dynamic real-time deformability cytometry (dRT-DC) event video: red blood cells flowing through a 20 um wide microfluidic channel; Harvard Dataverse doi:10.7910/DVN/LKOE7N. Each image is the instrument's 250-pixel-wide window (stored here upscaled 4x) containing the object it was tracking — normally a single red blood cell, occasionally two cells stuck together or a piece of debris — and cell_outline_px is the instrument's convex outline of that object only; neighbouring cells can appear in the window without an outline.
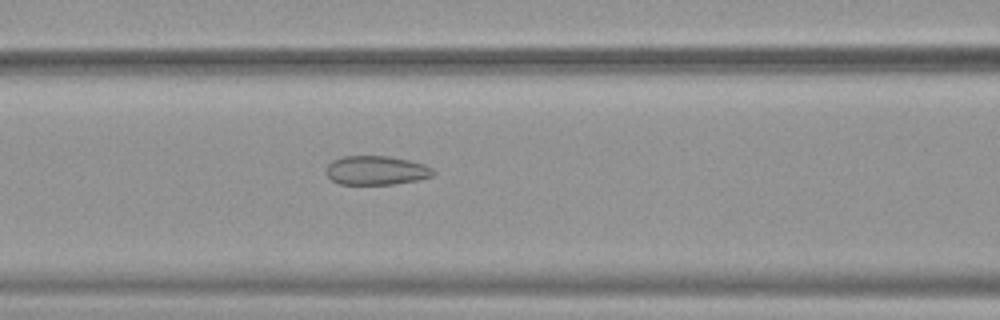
{"species": "common noctule bat (a hibernating species)", "species_latin": "Nyctalus noctula", "temperature_condition": "warm", "stored_images_in_passage": 52, "camera_frame_rate_fps": 3000, "um_per_image_px": 0.085, "animal": {"sex": "female", "body_mass_g": 19.9}, "frame": {"image": 1, "passage_image": 22, "time_ms": 7.0, "image_size_px": [1000, 320], "cell_outline_px": [[436, 172], [432, 176], [416, 180], [392, 184], [340, 184], [332, 180], [328, 176], [324, 168], [332, 160], [340, 156], [388, 156], [408, 160], [424, 164], [432, 168]], "centroid_in_image_um": [31.95, 14.47], "position_along_channel_um": 134.7, "area_um2": 18.15}}
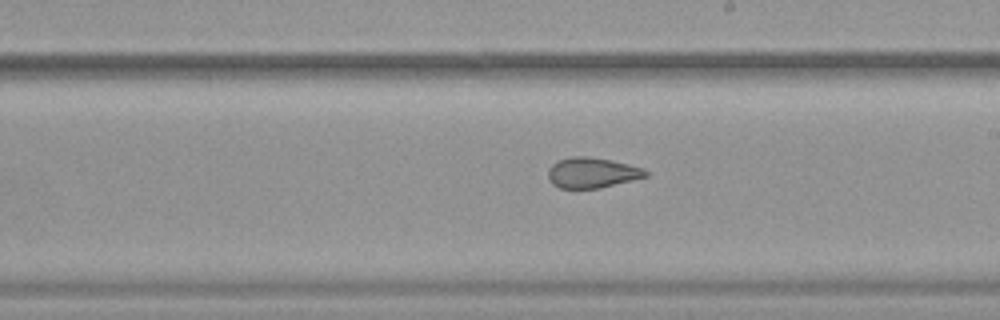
{"frame": {"image": 2, "passage_image": 30, "time_ms": 9.667, "image_size_px": [1000, 320], "cell_outline_px": [[648, 176], [600, 188], [560, 188], [552, 184], [548, 180], [548, 168], [556, 160], [572, 156], [588, 156], [628, 164], [644, 168], [648, 172]], "centroid_in_image_um": [50.29, 14.68], "position_along_channel_um": 238.7, "area_um2": 17.34}}
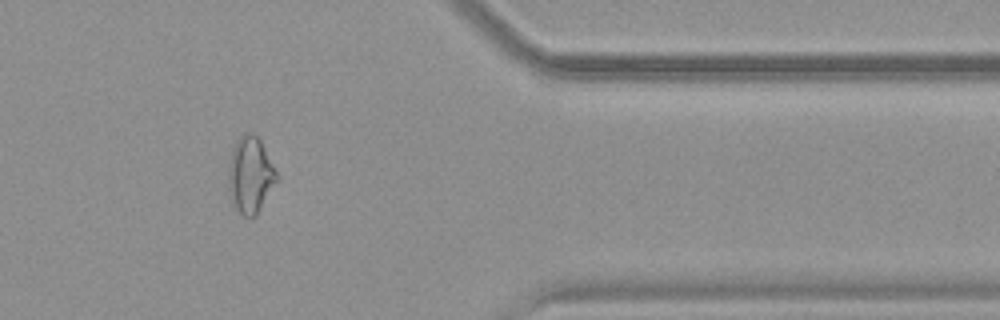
{"frame": {"image": 3, "passage_image": 43, "time_ms": 14.0, "image_size_px": [1000, 320], "cell_outline_px": [[276, 180], [256, 216], [248, 220], [236, 208], [228, 184], [228, 168], [232, 148], [236, 140], [244, 132], [252, 132], [260, 140], [276, 172]], "centroid_in_image_um": [21.25, 14.85], "position_along_channel_um": 390.2, "area_um2": 20.98}, "authors_computed_cell_mechanics": {"area_um2": 22.0218, "velocity_mm_per_s": 3.913, "shape_relaxation_time_tau1_ms": null, "shape_relaxation_time_tau2_ms": 1.1764, "deformation_change_tau1": null, "deformation_change_tau2": 0.077}}